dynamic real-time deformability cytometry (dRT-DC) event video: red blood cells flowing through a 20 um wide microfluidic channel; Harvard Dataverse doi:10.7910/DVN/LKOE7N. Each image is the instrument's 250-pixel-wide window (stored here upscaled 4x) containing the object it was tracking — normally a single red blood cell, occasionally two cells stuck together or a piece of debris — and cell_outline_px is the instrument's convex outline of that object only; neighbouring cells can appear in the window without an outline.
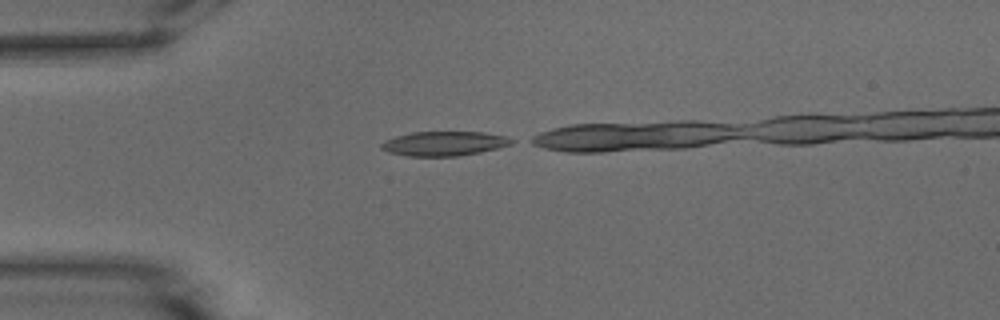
{"species": "common noctule bat (a hibernating species)", "species_latin": "Nyctalus noctula", "temperature_condition": "warm", "stored_images_in_passage": 16, "camera_frame_rate_fps": 3000, "um_per_image_px": 0.085, "animal": {"sex": "male", "body_mass_g": 15.6}, "frame": {"image": 1, "passage_image": 1, "time_ms": 0.0, "image_size_px": [1000, 320], "cell_outline_px": [[516, 140], [512, 144], [480, 152], [460, 156], [408, 156], [388, 152], [380, 148], [380, 144], [384, 140], [396, 136], [412, 132], [484, 132], [508, 136]], "centroid_in_image_um": [37.76, 12.2], "position_along_channel_um": 47.2, "area_um2": 18.67}}